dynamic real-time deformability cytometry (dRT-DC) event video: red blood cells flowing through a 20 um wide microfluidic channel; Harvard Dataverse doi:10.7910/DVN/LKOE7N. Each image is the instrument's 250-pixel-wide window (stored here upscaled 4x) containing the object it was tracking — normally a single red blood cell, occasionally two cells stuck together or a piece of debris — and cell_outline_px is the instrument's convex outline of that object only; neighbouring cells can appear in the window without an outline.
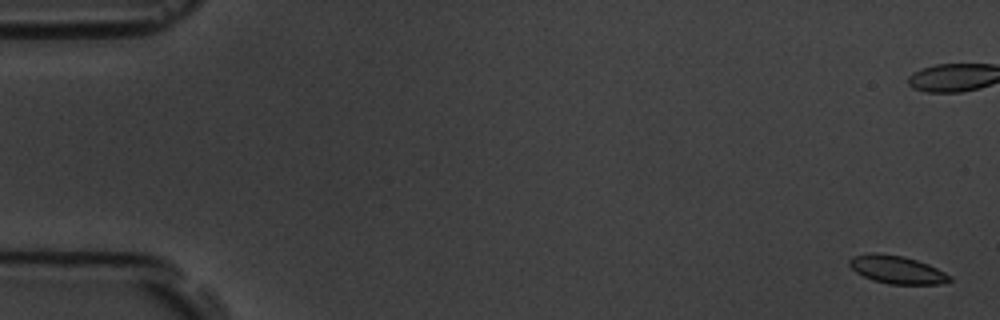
{"species": "common noctule bat (a hibernating species)", "species_latin": "Nyctalus noctula", "temperature_condition": "room temperature", "stored_images_in_passage": 16, "camera_frame_rate_fps": 3000, "um_per_image_px": 0.085, "animal": {"sex": "male", "body_mass_g": 19.5, "forearm_length_mm": 54.6}, "frame": {"image": 1, "passage_image": 1, "time_ms": 0.0, "image_size_px": [1000, 320], "cell_outline_px": [[952, 280], [940, 284], [888, 284], [872, 280], [856, 272], [848, 264], [848, 260], [852, 256], [868, 252], [876, 252], [904, 256], [928, 264], [952, 276]], "centroid_in_image_um": [76.21, 22.91], "position_along_channel_um": 8.8, "area_um2": 16.47}}
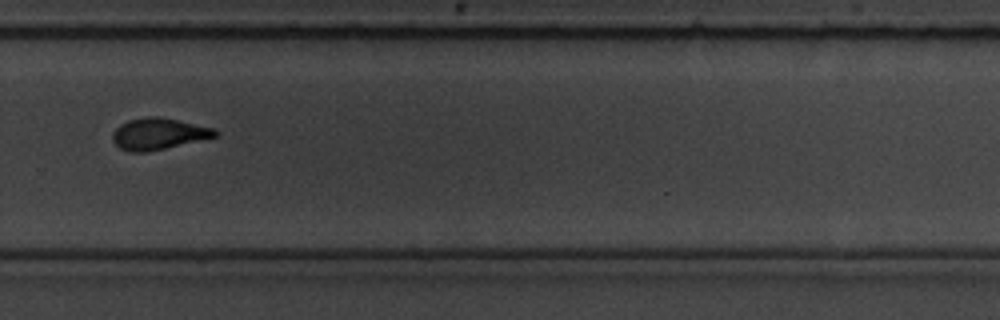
{"frame": {"image": 2, "passage_image": 12, "time_ms": 13.333, "image_size_px": [1000, 320], "cell_outline_px": [[220, 132], [216, 136], [164, 148], [144, 152], [128, 152], [120, 148], [112, 140], [112, 132], [120, 124], [128, 120], [152, 116], [156, 116], [216, 128]], "centroid_in_image_um": [13.45, 11.37], "position_along_channel_um": 316.4, "area_um2": 18.55}}
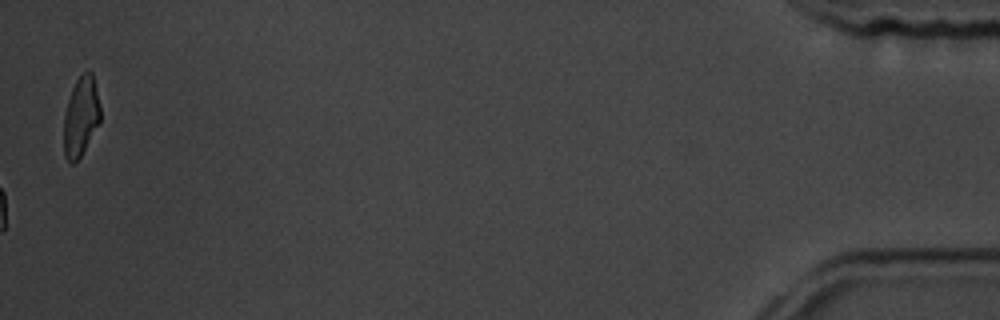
{"frame": {"image": 3, "passage_image": 16, "time_ms": 19.0, "image_size_px": [1000, 320], "cell_outline_px": [[100, 124], [80, 156], [72, 164], [64, 156], [64, 116], [68, 100], [72, 88], [76, 80], [88, 68], [92, 72], [100, 108]], "centroid_in_image_um": [6.88, 9.89], "position_along_channel_um": 428.3, "area_um2": 16.82}, "authors_computed_cell_mechanics": {"area_um2": 17.6579, "velocity_mm_per_s": 3.6297, "shape_relaxation_time_tau1_ms": 2.8656, "shape_relaxation_time_tau2_ms": null, "deformation_change_tau1": 0.1098, "deformation_change_tau2": null}}